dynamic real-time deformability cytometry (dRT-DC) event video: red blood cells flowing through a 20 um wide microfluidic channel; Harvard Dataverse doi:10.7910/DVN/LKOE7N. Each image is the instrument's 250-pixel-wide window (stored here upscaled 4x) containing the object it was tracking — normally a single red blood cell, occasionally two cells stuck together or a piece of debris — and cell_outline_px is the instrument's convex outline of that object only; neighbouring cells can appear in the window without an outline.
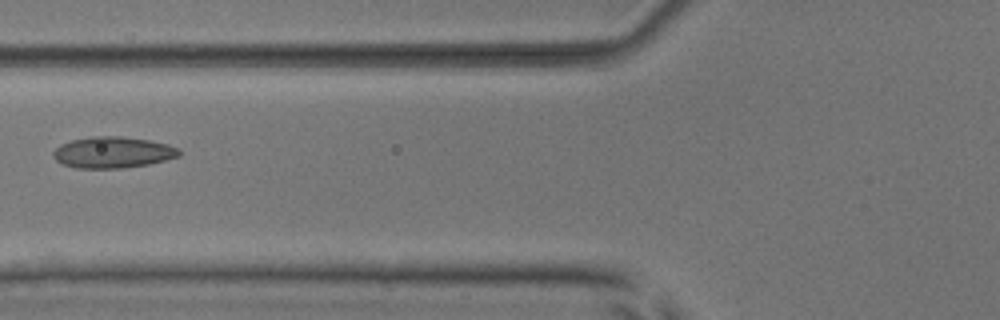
{"species": "common noctule bat (a hibernating species)", "species_latin": "Nyctalus noctula", "temperature_condition": "room temperature", "stored_images_in_passage": 5, "camera_frame_rate_fps": 3000, "um_per_image_px": 0.085, "animal": {"sex": "male", "body_mass_g": 17.9, "forearm_length_mm": 54.2}, "frame": {"image": 1, "passage_image": 3, "time_ms": 2.333, "image_size_px": [1000, 320], "cell_outline_px": [[180, 156], [148, 164], [120, 168], [76, 168], [64, 164], [56, 160], [52, 156], [52, 152], [60, 144], [72, 140], [92, 136], [120, 136], [148, 140], [168, 144], [180, 148]], "centroid_in_image_um": [9.58, 12.94], "position_along_channel_um": 116.2, "area_um2": 22.89}}
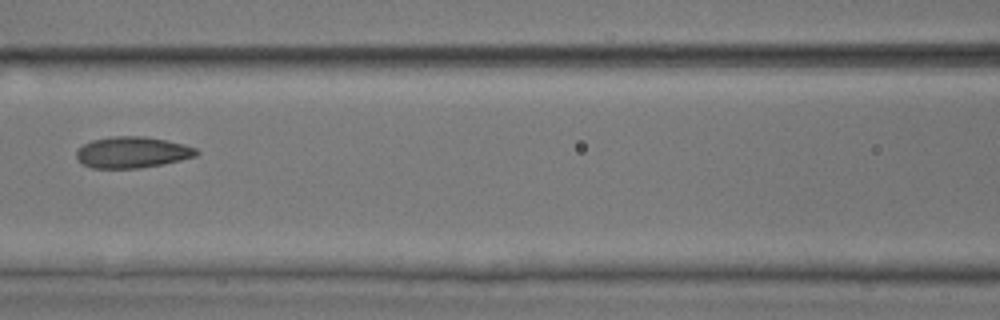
{"frame": {"image": 2, "passage_image": 4, "time_ms": 3.333, "image_size_px": [1000, 320], "cell_outline_px": [[200, 152], [196, 156], [164, 164], [140, 168], [92, 168], [84, 164], [76, 156], [76, 152], [84, 144], [92, 140], [112, 136], [144, 136], [168, 140], [184, 144], [196, 148]], "centroid_in_image_um": [11.28, 12.94], "position_along_channel_um": 155.3, "area_um2": 21.85}}